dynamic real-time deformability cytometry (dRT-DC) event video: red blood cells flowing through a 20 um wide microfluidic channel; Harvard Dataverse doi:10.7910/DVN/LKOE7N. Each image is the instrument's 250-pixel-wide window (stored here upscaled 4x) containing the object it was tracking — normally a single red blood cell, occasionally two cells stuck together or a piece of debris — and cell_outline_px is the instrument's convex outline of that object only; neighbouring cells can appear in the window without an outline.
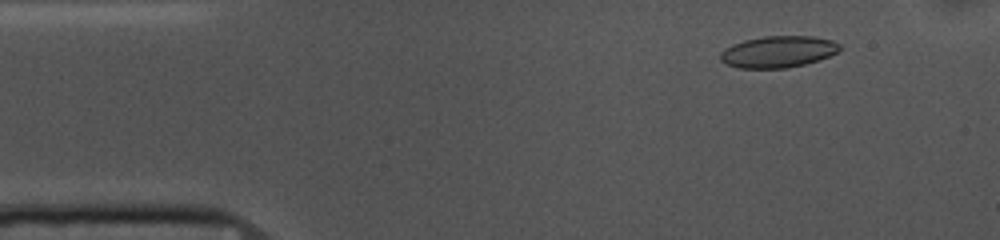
{"species": "common noctule bat (a hibernating species)", "species_latin": "Nyctalus noctula", "temperature_condition": "cold", "stored_images_in_passage": 53, "camera_frame_rate_fps": 3000, "um_per_image_px": 0.085, "animal": {"sex": "female", "body_mass_g": 10.0, "forearm_length_mm": 53.1}, "frame": {"image": 1, "passage_image": 5, "time_ms": 1.333, "image_size_px": [1000, 240], "cell_outline_px": [[840, 52], [820, 60], [804, 64], [784, 68], [740, 68], [728, 64], [720, 60], [720, 52], [724, 48], [732, 44], [744, 40], [764, 36], [812, 36], [832, 40], [840, 44]], "centroid_in_image_um": [66.16, 4.39], "position_along_channel_um": 18.8, "area_um2": 22.08}}
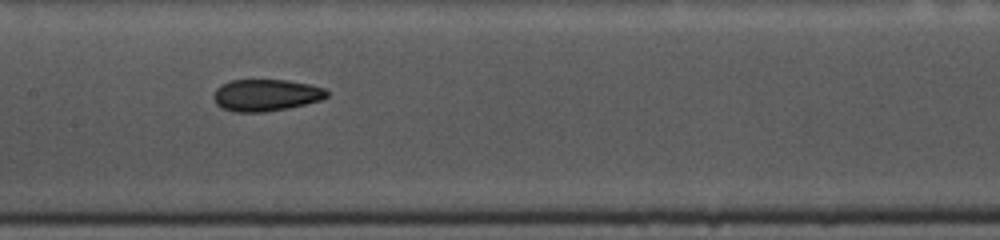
{"frame": {"image": 2, "passage_image": 24, "time_ms": 7.667, "image_size_px": [1000, 240], "cell_outline_px": [[328, 96], [320, 100], [288, 108], [264, 112], [236, 112], [220, 108], [216, 104], [212, 96], [216, 88], [220, 84], [232, 80], [288, 80], [308, 84], [324, 88], [328, 92]], "centroid_in_image_um": [22.56, 8.09], "position_along_channel_um": 184.8, "area_um2": 21.1}}
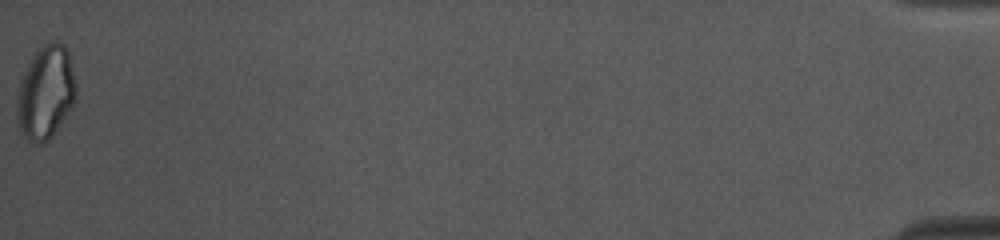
{"frame": {"image": 3, "passage_image": 53, "time_ms": 17.333, "image_size_px": [1000, 240], "cell_outline_px": [[76, 96], [72, 104], [48, 140], [36, 144], [28, 140], [20, 132], [16, 104], [20, 80], [32, 56], [44, 44], [56, 40], [64, 44], [68, 48], [76, 84]], "centroid_in_image_um": [3.88, 7.81], "position_along_channel_um": 431.3, "area_um2": 31.73}, "authors_computed_cell_mechanics": {"area_um2": 21.7906, "velocity_mm_per_s": 3.6623, "shape_relaxation_time_tau1_ms": 9.0008, "shape_relaxation_time_tau2_ms": 3.797, "deformation_change_tau1": 0.1757, "deformation_change_tau2": 0.0837}}